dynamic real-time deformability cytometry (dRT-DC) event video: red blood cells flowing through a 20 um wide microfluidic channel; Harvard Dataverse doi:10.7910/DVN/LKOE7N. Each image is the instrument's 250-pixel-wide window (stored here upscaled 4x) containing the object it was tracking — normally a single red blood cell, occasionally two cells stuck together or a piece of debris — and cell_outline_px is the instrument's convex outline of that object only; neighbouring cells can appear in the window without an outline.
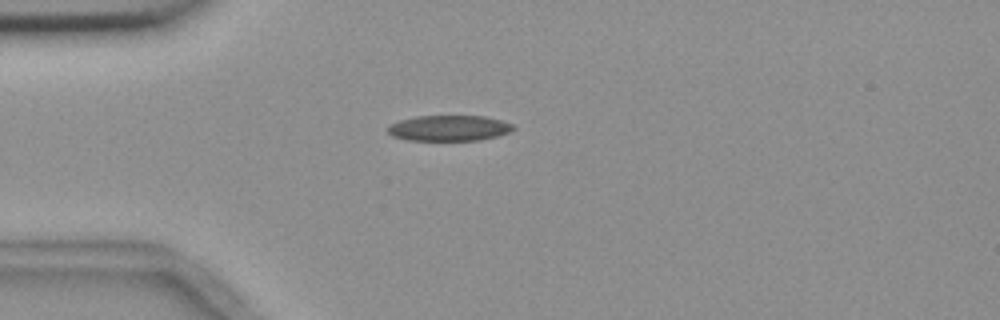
{"species": "common noctule bat (a hibernating species)", "species_latin": "Nyctalus noctula", "temperature_condition": "room temperature", "stored_images_in_passage": 4, "camera_frame_rate_fps": 3000, "um_per_image_px": 0.085, "animal": {"sex": "female", "body_mass_g": 18.4}, "frame": {"image": 1, "passage_image": 2, "time_ms": 1.333, "image_size_px": [1000, 320], "cell_outline_px": [[516, 128], [508, 132], [496, 136], [480, 140], [408, 140], [392, 136], [388, 132], [388, 124], [400, 120], [416, 116], [484, 116], [500, 120], [512, 124]], "centroid_in_image_um": [38.14, 10.88], "position_along_channel_um": 46.9, "area_um2": 18.67}}